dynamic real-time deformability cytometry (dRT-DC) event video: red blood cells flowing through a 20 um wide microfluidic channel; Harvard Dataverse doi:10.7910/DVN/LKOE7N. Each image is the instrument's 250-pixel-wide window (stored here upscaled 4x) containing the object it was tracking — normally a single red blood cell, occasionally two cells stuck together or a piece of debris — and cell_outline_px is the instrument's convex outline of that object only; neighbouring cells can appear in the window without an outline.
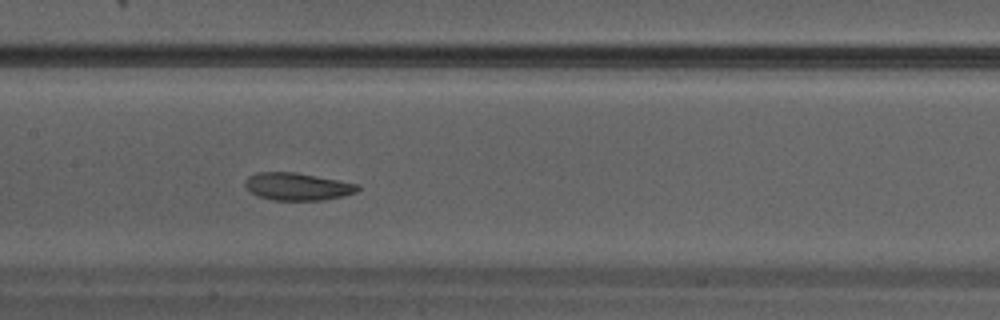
{"species": "Egyptian fruit bat (a non-hibernating species)", "species_latin": "Rousettus aegyptiacus", "temperature_condition": "warm", "stored_images_in_passage": 32, "camera_frame_rate_fps": 3000, "um_per_image_px": 0.085, "animal": {"sex": "male"}, "frame": {"image": 1, "passage_image": 14, "time_ms": 4.333, "image_size_px": [1000, 320], "cell_outline_px": [[360, 188], [356, 192], [344, 196], [320, 200], [272, 200], [260, 196], [252, 192], [244, 184], [244, 180], [248, 176], [256, 172], [296, 172], [360, 184]], "centroid_in_image_um": [25.3, 15.84], "position_along_channel_um": 182.1, "area_um2": 18.03}}